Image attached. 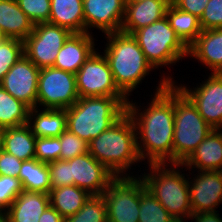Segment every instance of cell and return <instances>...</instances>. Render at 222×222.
<instances>
[{
    "mask_svg": "<svg viewBox=\"0 0 222 222\" xmlns=\"http://www.w3.org/2000/svg\"><path fill=\"white\" fill-rule=\"evenodd\" d=\"M165 75V76H164ZM151 95V101L141 105L128 101L126 111L136 128L137 150L141 161L148 164H173L174 81L164 72ZM154 96V97H153ZM146 107V108H145ZM142 110V111H141Z\"/></svg>",
    "mask_w": 222,
    "mask_h": 222,
    "instance_id": "obj_1",
    "label": "cell"
},
{
    "mask_svg": "<svg viewBox=\"0 0 222 222\" xmlns=\"http://www.w3.org/2000/svg\"><path fill=\"white\" fill-rule=\"evenodd\" d=\"M88 152L116 177H133L129 170L142 161L137 150L136 128L127 111L88 143Z\"/></svg>",
    "mask_w": 222,
    "mask_h": 222,
    "instance_id": "obj_2",
    "label": "cell"
},
{
    "mask_svg": "<svg viewBox=\"0 0 222 222\" xmlns=\"http://www.w3.org/2000/svg\"><path fill=\"white\" fill-rule=\"evenodd\" d=\"M106 57L117 87L128 97L154 68L147 61L137 40L124 32L106 33Z\"/></svg>",
    "mask_w": 222,
    "mask_h": 222,
    "instance_id": "obj_3",
    "label": "cell"
},
{
    "mask_svg": "<svg viewBox=\"0 0 222 222\" xmlns=\"http://www.w3.org/2000/svg\"><path fill=\"white\" fill-rule=\"evenodd\" d=\"M128 101V97L79 98L66 109V129L89 143L126 112Z\"/></svg>",
    "mask_w": 222,
    "mask_h": 222,
    "instance_id": "obj_4",
    "label": "cell"
},
{
    "mask_svg": "<svg viewBox=\"0 0 222 222\" xmlns=\"http://www.w3.org/2000/svg\"><path fill=\"white\" fill-rule=\"evenodd\" d=\"M148 166V172L138 175L146 189L178 222L189 220L192 215L188 184L190 174L186 173L185 176V173H181L182 164L165 163L148 164Z\"/></svg>",
    "mask_w": 222,
    "mask_h": 222,
    "instance_id": "obj_5",
    "label": "cell"
},
{
    "mask_svg": "<svg viewBox=\"0 0 222 222\" xmlns=\"http://www.w3.org/2000/svg\"><path fill=\"white\" fill-rule=\"evenodd\" d=\"M174 83L173 164H183L213 128Z\"/></svg>",
    "mask_w": 222,
    "mask_h": 222,
    "instance_id": "obj_6",
    "label": "cell"
},
{
    "mask_svg": "<svg viewBox=\"0 0 222 222\" xmlns=\"http://www.w3.org/2000/svg\"><path fill=\"white\" fill-rule=\"evenodd\" d=\"M132 35L154 69L176 65L188 57V47L176 35L166 16Z\"/></svg>",
    "mask_w": 222,
    "mask_h": 222,
    "instance_id": "obj_7",
    "label": "cell"
},
{
    "mask_svg": "<svg viewBox=\"0 0 222 222\" xmlns=\"http://www.w3.org/2000/svg\"><path fill=\"white\" fill-rule=\"evenodd\" d=\"M76 76L54 67L40 69L37 88V107L67 109L78 99Z\"/></svg>",
    "mask_w": 222,
    "mask_h": 222,
    "instance_id": "obj_8",
    "label": "cell"
},
{
    "mask_svg": "<svg viewBox=\"0 0 222 222\" xmlns=\"http://www.w3.org/2000/svg\"><path fill=\"white\" fill-rule=\"evenodd\" d=\"M108 222H139L140 177H116L102 194Z\"/></svg>",
    "mask_w": 222,
    "mask_h": 222,
    "instance_id": "obj_9",
    "label": "cell"
},
{
    "mask_svg": "<svg viewBox=\"0 0 222 222\" xmlns=\"http://www.w3.org/2000/svg\"><path fill=\"white\" fill-rule=\"evenodd\" d=\"M76 76L80 98L107 96L127 97L116 85L109 63L97 50L85 61Z\"/></svg>",
    "mask_w": 222,
    "mask_h": 222,
    "instance_id": "obj_10",
    "label": "cell"
},
{
    "mask_svg": "<svg viewBox=\"0 0 222 222\" xmlns=\"http://www.w3.org/2000/svg\"><path fill=\"white\" fill-rule=\"evenodd\" d=\"M70 34L68 29L48 22L35 24L32 33L23 41L24 55L39 69L53 67Z\"/></svg>",
    "mask_w": 222,
    "mask_h": 222,
    "instance_id": "obj_11",
    "label": "cell"
},
{
    "mask_svg": "<svg viewBox=\"0 0 222 222\" xmlns=\"http://www.w3.org/2000/svg\"><path fill=\"white\" fill-rule=\"evenodd\" d=\"M176 86L192 101L202 118L213 128L222 129V73H210L194 88Z\"/></svg>",
    "mask_w": 222,
    "mask_h": 222,
    "instance_id": "obj_12",
    "label": "cell"
},
{
    "mask_svg": "<svg viewBox=\"0 0 222 222\" xmlns=\"http://www.w3.org/2000/svg\"><path fill=\"white\" fill-rule=\"evenodd\" d=\"M68 161L69 180L72 185L88 191L91 195H102L116 176L89 152Z\"/></svg>",
    "mask_w": 222,
    "mask_h": 222,
    "instance_id": "obj_13",
    "label": "cell"
},
{
    "mask_svg": "<svg viewBox=\"0 0 222 222\" xmlns=\"http://www.w3.org/2000/svg\"><path fill=\"white\" fill-rule=\"evenodd\" d=\"M40 69L23 55L6 73L0 86L29 108L37 107Z\"/></svg>",
    "mask_w": 222,
    "mask_h": 222,
    "instance_id": "obj_14",
    "label": "cell"
},
{
    "mask_svg": "<svg viewBox=\"0 0 222 222\" xmlns=\"http://www.w3.org/2000/svg\"><path fill=\"white\" fill-rule=\"evenodd\" d=\"M188 177L192 213L219 212L222 204V171H196ZM193 179V180H190Z\"/></svg>",
    "mask_w": 222,
    "mask_h": 222,
    "instance_id": "obj_15",
    "label": "cell"
},
{
    "mask_svg": "<svg viewBox=\"0 0 222 222\" xmlns=\"http://www.w3.org/2000/svg\"><path fill=\"white\" fill-rule=\"evenodd\" d=\"M125 8L124 0H83L85 32L92 33V28L104 34L119 32Z\"/></svg>",
    "mask_w": 222,
    "mask_h": 222,
    "instance_id": "obj_16",
    "label": "cell"
},
{
    "mask_svg": "<svg viewBox=\"0 0 222 222\" xmlns=\"http://www.w3.org/2000/svg\"><path fill=\"white\" fill-rule=\"evenodd\" d=\"M96 45L92 33H71L59 50L53 67L76 74L97 50Z\"/></svg>",
    "mask_w": 222,
    "mask_h": 222,
    "instance_id": "obj_17",
    "label": "cell"
},
{
    "mask_svg": "<svg viewBox=\"0 0 222 222\" xmlns=\"http://www.w3.org/2000/svg\"><path fill=\"white\" fill-rule=\"evenodd\" d=\"M188 57L207 66L211 73H222V28L202 30L188 47Z\"/></svg>",
    "mask_w": 222,
    "mask_h": 222,
    "instance_id": "obj_18",
    "label": "cell"
},
{
    "mask_svg": "<svg viewBox=\"0 0 222 222\" xmlns=\"http://www.w3.org/2000/svg\"><path fill=\"white\" fill-rule=\"evenodd\" d=\"M172 0H142L126 4L125 18L121 32L133 34L166 16V10Z\"/></svg>",
    "mask_w": 222,
    "mask_h": 222,
    "instance_id": "obj_19",
    "label": "cell"
},
{
    "mask_svg": "<svg viewBox=\"0 0 222 222\" xmlns=\"http://www.w3.org/2000/svg\"><path fill=\"white\" fill-rule=\"evenodd\" d=\"M182 166L189 173L192 170L222 171V130L213 129Z\"/></svg>",
    "mask_w": 222,
    "mask_h": 222,
    "instance_id": "obj_20",
    "label": "cell"
},
{
    "mask_svg": "<svg viewBox=\"0 0 222 222\" xmlns=\"http://www.w3.org/2000/svg\"><path fill=\"white\" fill-rule=\"evenodd\" d=\"M49 205V194L23 190L6 210V222H39Z\"/></svg>",
    "mask_w": 222,
    "mask_h": 222,
    "instance_id": "obj_21",
    "label": "cell"
},
{
    "mask_svg": "<svg viewBox=\"0 0 222 222\" xmlns=\"http://www.w3.org/2000/svg\"><path fill=\"white\" fill-rule=\"evenodd\" d=\"M0 29L5 38L24 41L34 30V23L16 0H0Z\"/></svg>",
    "mask_w": 222,
    "mask_h": 222,
    "instance_id": "obj_22",
    "label": "cell"
},
{
    "mask_svg": "<svg viewBox=\"0 0 222 222\" xmlns=\"http://www.w3.org/2000/svg\"><path fill=\"white\" fill-rule=\"evenodd\" d=\"M36 137L28 124L0 130V147L22 161L35 158Z\"/></svg>",
    "mask_w": 222,
    "mask_h": 222,
    "instance_id": "obj_23",
    "label": "cell"
},
{
    "mask_svg": "<svg viewBox=\"0 0 222 222\" xmlns=\"http://www.w3.org/2000/svg\"><path fill=\"white\" fill-rule=\"evenodd\" d=\"M66 123V109H43L38 107L29 109L27 124L36 138L59 137L66 130Z\"/></svg>",
    "mask_w": 222,
    "mask_h": 222,
    "instance_id": "obj_24",
    "label": "cell"
},
{
    "mask_svg": "<svg viewBox=\"0 0 222 222\" xmlns=\"http://www.w3.org/2000/svg\"><path fill=\"white\" fill-rule=\"evenodd\" d=\"M48 23L71 33L85 32L83 0H51Z\"/></svg>",
    "mask_w": 222,
    "mask_h": 222,
    "instance_id": "obj_25",
    "label": "cell"
},
{
    "mask_svg": "<svg viewBox=\"0 0 222 222\" xmlns=\"http://www.w3.org/2000/svg\"><path fill=\"white\" fill-rule=\"evenodd\" d=\"M91 194L75 185L53 188L49 192L50 205L65 219L76 214Z\"/></svg>",
    "mask_w": 222,
    "mask_h": 222,
    "instance_id": "obj_26",
    "label": "cell"
},
{
    "mask_svg": "<svg viewBox=\"0 0 222 222\" xmlns=\"http://www.w3.org/2000/svg\"><path fill=\"white\" fill-rule=\"evenodd\" d=\"M18 178L23 190L47 194L51 191L48 163L36 158L22 162Z\"/></svg>",
    "mask_w": 222,
    "mask_h": 222,
    "instance_id": "obj_27",
    "label": "cell"
},
{
    "mask_svg": "<svg viewBox=\"0 0 222 222\" xmlns=\"http://www.w3.org/2000/svg\"><path fill=\"white\" fill-rule=\"evenodd\" d=\"M166 17L170 26L175 30L180 40L189 47L202 32L199 18L191 13L184 12L169 4L166 10Z\"/></svg>",
    "mask_w": 222,
    "mask_h": 222,
    "instance_id": "obj_28",
    "label": "cell"
},
{
    "mask_svg": "<svg viewBox=\"0 0 222 222\" xmlns=\"http://www.w3.org/2000/svg\"><path fill=\"white\" fill-rule=\"evenodd\" d=\"M29 109L0 86V130L27 124Z\"/></svg>",
    "mask_w": 222,
    "mask_h": 222,
    "instance_id": "obj_29",
    "label": "cell"
},
{
    "mask_svg": "<svg viewBox=\"0 0 222 222\" xmlns=\"http://www.w3.org/2000/svg\"><path fill=\"white\" fill-rule=\"evenodd\" d=\"M139 222H178L146 189L140 178Z\"/></svg>",
    "mask_w": 222,
    "mask_h": 222,
    "instance_id": "obj_30",
    "label": "cell"
},
{
    "mask_svg": "<svg viewBox=\"0 0 222 222\" xmlns=\"http://www.w3.org/2000/svg\"><path fill=\"white\" fill-rule=\"evenodd\" d=\"M64 222H108L107 206L103 195H91L83 207Z\"/></svg>",
    "mask_w": 222,
    "mask_h": 222,
    "instance_id": "obj_31",
    "label": "cell"
},
{
    "mask_svg": "<svg viewBox=\"0 0 222 222\" xmlns=\"http://www.w3.org/2000/svg\"><path fill=\"white\" fill-rule=\"evenodd\" d=\"M24 55V42L18 39L0 40V83L9 69Z\"/></svg>",
    "mask_w": 222,
    "mask_h": 222,
    "instance_id": "obj_32",
    "label": "cell"
},
{
    "mask_svg": "<svg viewBox=\"0 0 222 222\" xmlns=\"http://www.w3.org/2000/svg\"><path fill=\"white\" fill-rule=\"evenodd\" d=\"M61 142L59 137H37L35 141V158L44 163L60 159Z\"/></svg>",
    "mask_w": 222,
    "mask_h": 222,
    "instance_id": "obj_33",
    "label": "cell"
},
{
    "mask_svg": "<svg viewBox=\"0 0 222 222\" xmlns=\"http://www.w3.org/2000/svg\"><path fill=\"white\" fill-rule=\"evenodd\" d=\"M61 142L60 160H70L88 153V143L67 129L59 136Z\"/></svg>",
    "mask_w": 222,
    "mask_h": 222,
    "instance_id": "obj_34",
    "label": "cell"
},
{
    "mask_svg": "<svg viewBox=\"0 0 222 222\" xmlns=\"http://www.w3.org/2000/svg\"><path fill=\"white\" fill-rule=\"evenodd\" d=\"M21 10L35 24L49 22L51 0H16Z\"/></svg>",
    "mask_w": 222,
    "mask_h": 222,
    "instance_id": "obj_35",
    "label": "cell"
},
{
    "mask_svg": "<svg viewBox=\"0 0 222 222\" xmlns=\"http://www.w3.org/2000/svg\"><path fill=\"white\" fill-rule=\"evenodd\" d=\"M23 191L19 178L0 175V206L6 211Z\"/></svg>",
    "mask_w": 222,
    "mask_h": 222,
    "instance_id": "obj_36",
    "label": "cell"
},
{
    "mask_svg": "<svg viewBox=\"0 0 222 222\" xmlns=\"http://www.w3.org/2000/svg\"><path fill=\"white\" fill-rule=\"evenodd\" d=\"M199 22L202 30L222 28V0H209Z\"/></svg>",
    "mask_w": 222,
    "mask_h": 222,
    "instance_id": "obj_37",
    "label": "cell"
},
{
    "mask_svg": "<svg viewBox=\"0 0 222 222\" xmlns=\"http://www.w3.org/2000/svg\"><path fill=\"white\" fill-rule=\"evenodd\" d=\"M51 189L70 186L72 180H69L68 161L60 160L48 163Z\"/></svg>",
    "mask_w": 222,
    "mask_h": 222,
    "instance_id": "obj_38",
    "label": "cell"
},
{
    "mask_svg": "<svg viewBox=\"0 0 222 222\" xmlns=\"http://www.w3.org/2000/svg\"><path fill=\"white\" fill-rule=\"evenodd\" d=\"M22 162L14 155L0 149V175L18 178Z\"/></svg>",
    "mask_w": 222,
    "mask_h": 222,
    "instance_id": "obj_39",
    "label": "cell"
},
{
    "mask_svg": "<svg viewBox=\"0 0 222 222\" xmlns=\"http://www.w3.org/2000/svg\"><path fill=\"white\" fill-rule=\"evenodd\" d=\"M209 0H172V4L180 10L201 18Z\"/></svg>",
    "mask_w": 222,
    "mask_h": 222,
    "instance_id": "obj_40",
    "label": "cell"
},
{
    "mask_svg": "<svg viewBox=\"0 0 222 222\" xmlns=\"http://www.w3.org/2000/svg\"><path fill=\"white\" fill-rule=\"evenodd\" d=\"M189 219L191 222H222V218L217 212L192 213Z\"/></svg>",
    "mask_w": 222,
    "mask_h": 222,
    "instance_id": "obj_41",
    "label": "cell"
},
{
    "mask_svg": "<svg viewBox=\"0 0 222 222\" xmlns=\"http://www.w3.org/2000/svg\"><path fill=\"white\" fill-rule=\"evenodd\" d=\"M39 222H64V218L51 205L42 213Z\"/></svg>",
    "mask_w": 222,
    "mask_h": 222,
    "instance_id": "obj_42",
    "label": "cell"
},
{
    "mask_svg": "<svg viewBox=\"0 0 222 222\" xmlns=\"http://www.w3.org/2000/svg\"><path fill=\"white\" fill-rule=\"evenodd\" d=\"M0 222H6V213H0Z\"/></svg>",
    "mask_w": 222,
    "mask_h": 222,
    "instance_id": "obj_43",
    "label": "cell"
},
{
    "mask_svg": "<svg viewBox=\"0 0 222 222\" xmlns=\"http://www.w3.org/2000/svg\"><path fill=\"white\" fill-rule=\"evenodd\" d=\"M125 1V5L126 4H129V3H135V2H138V1H142V0H124Z\"/></svg>",
    "mask_w": 222,
    "mask_h": 222,
    "instance_id": "obj_44",
    "label": "cell"
},
{
    "mask_svg": "<svg viewBox=\"0 0 222 222\" xmlns=\"http://www.w3.org/2000/svg\"><path fill=\"white\" fill-rule=\"evenodd\" d=\"M3 39H5V36H4L3 32L0 29V40H3Z\"/></svg>",
    "mask_w": 222,
    "mask_h": 222,
    "instance_id": "obj_45",
    "label": "cell"
},
{
    "mask_svg": "<svg viewBox=\"0 0 222 222\" xmlns=\"http://www.w3.org/2000/svg\"><path fill=\"white\" fill-rule=\"evenodd\" d=\"M0 213H6V211L0 206Z\"/></svg>",
    "mask_w": 222,
    "mask_h": 222,
    "instance_id": "obj_46",
    "label": "cell"
}]
</instances>
